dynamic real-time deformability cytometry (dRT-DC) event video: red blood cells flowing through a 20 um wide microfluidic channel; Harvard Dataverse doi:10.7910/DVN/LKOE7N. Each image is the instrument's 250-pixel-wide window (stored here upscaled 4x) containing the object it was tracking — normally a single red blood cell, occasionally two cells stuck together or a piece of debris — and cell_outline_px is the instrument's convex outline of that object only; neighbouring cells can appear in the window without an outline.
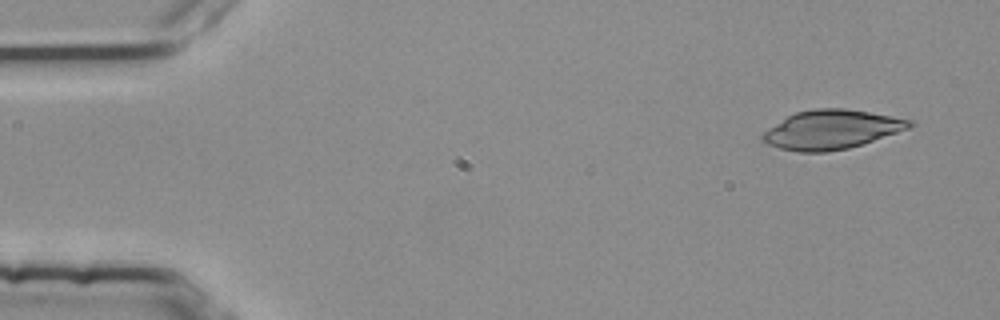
{"species": "common noctule bat (a hibernating species)", "species_latin": "Nyctalus noctula", "temperature_condition": "room temperature", "stored_images_in_passage": 5, "camera_frame_rate_fps": 3000, "um_per_image_px": 0.085, "animal": {"sex": "female", "body_mass_g": 25.1}, "frame": {"image": 1, "passage_image": 1, "time_ms": 0.0, "image_size_px": [1000, 320], "cell_outline_px": [[916, 124], [912, 128], [848, 148], [828, 152], [800, 152], [780, 148], [768, 144], [760, 140], [760, 136], [768, 128], [788, 116], [796, 112], [812, 108], [844, 108], [892, 116], [912, 120]], "centroid_in_image_um": [70.69, 11.01], "position_along_channel_um": 14.3, "area_um2": 33.47}}